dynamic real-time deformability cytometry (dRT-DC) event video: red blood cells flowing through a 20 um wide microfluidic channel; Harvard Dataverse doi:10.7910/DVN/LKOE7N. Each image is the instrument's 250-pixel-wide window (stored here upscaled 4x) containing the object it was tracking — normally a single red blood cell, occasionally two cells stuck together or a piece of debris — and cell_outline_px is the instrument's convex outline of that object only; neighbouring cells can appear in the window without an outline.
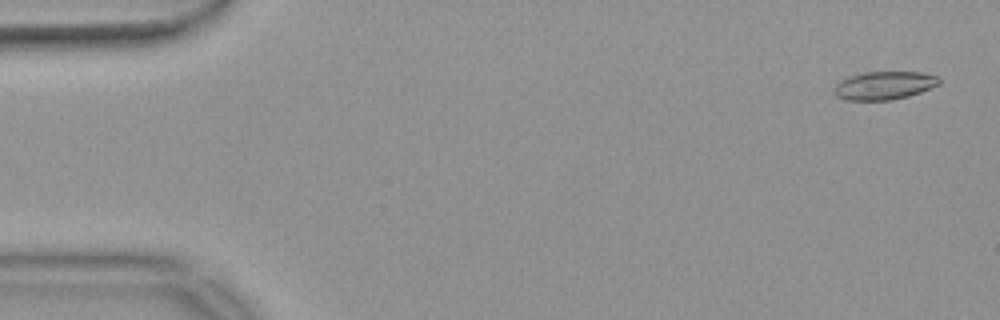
{"species": "common noctule bat (a hibernating species)", "species_latin": "Nyctalus noctula", "temperature_condition": "warm", "stored_images_in_passage": 54, "camera_frame_rate_fps": 3000, "um_per_image_px": 0.085, "animal": {"sex": "female", "body_mass_g": 18.4}, "frame": {"image": 1, "passage_image": 2, "time_ms": 0.333, "image_size_px": [1000, 320], "cell_outline_px": [[940, 84], [920, 92], [908, 96], [888, 100], [848, 100], [836, 96], [836, 84], [840, 80], [848, 76], [864, 72], [920, 72], [940, 76]], "centroid_in_image_um": [75.19, 7.25], "position_along_channel_um": 9.8, "area_um2": 17.17}}
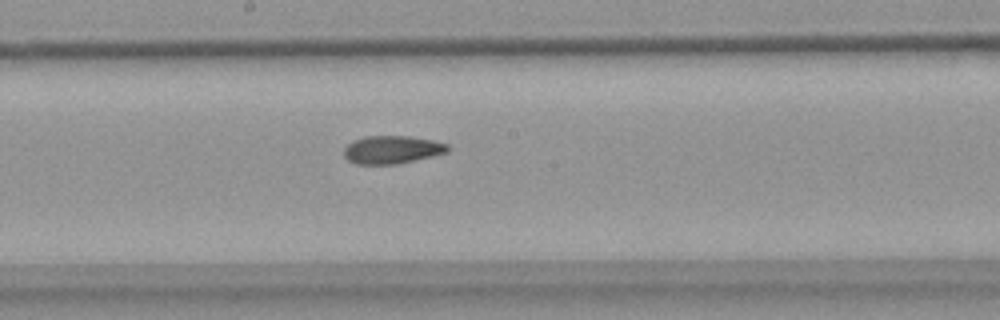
{"frame": {"image": 2, "passage_image": 29, "time_ms": 9.333, "image_size_px": [1000, 320], "cell_outline_px": [[448, 152], [396, 164], [356, 164], [348, 160], [344, 156], [344, 148], [352, 140], [364, 136], [412, 136], [432, 140], [448, 144]], "centroid_in_image_um": [33.29, 12.71], "position_along_channel_um": 214.9, "area_um2": 16.88}}
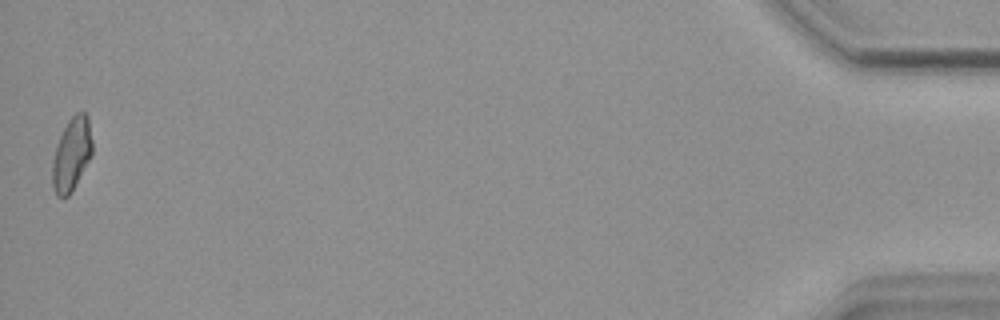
{"frame": {"image": 3, "passage_image": 54, "time_ms": 17.667, "image_size_px": [1000, 320], "cell_outline_px": [[92, 156], [68, 196], [56, 196], [52, 188], [52, 164], [56, 144], [68, 120], [76, 112], [84, 112], [88, 116], [92, 140]], "centroid_in_image_um": [6.08, 13.09], "position_along_channel_um": 429.1, "area_um2": 16.99}, "authors_computed_cell_mechanics": {"area_um2": 17.1377, "velocity_mm_per_s": 3.7136, "shape_relaxation_time_tau1_ms": null, "shape_relaxation_time_tau2_ms": 4.1017, "deformation_change_tau1": null, "deformation_change_tau2": 0.1049}}